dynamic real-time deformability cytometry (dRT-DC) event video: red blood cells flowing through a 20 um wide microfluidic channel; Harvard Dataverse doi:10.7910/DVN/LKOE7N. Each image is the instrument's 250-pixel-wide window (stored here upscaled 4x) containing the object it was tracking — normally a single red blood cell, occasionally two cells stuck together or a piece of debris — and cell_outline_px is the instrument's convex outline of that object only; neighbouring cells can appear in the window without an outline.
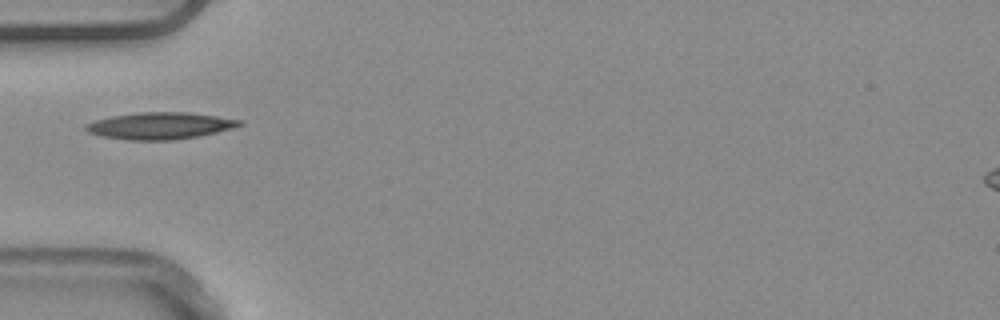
{"species": "common noctule bat (a hibernating species)", "species_latin": "Nyctalus noctula", "temperature_condition": "warm", "stored_images_in_passage": 36, "camera_frame_rate_fps": 3000, "um_per_image_px": 0.085, "animal": {"sex": "male", "body_mass_g": 20.4}, "frame": {"image": 1, "passage_image": 1, "time_ms": 0.0, "image_size_px": [1000, 320], "cell_outline_px": [[244, 124], [232, 128], [200, 136], [176, 140], [128, 140], [100, 136], [88, 132], [84, 128], [84, 124], [96, 120], [112, 116], [140, 112], [188, 112], [244, 120]], "centroid_in_image_um": [13.61, 10.69], "position_along_channel_um": 71.4, "area_um2": 24.16}}
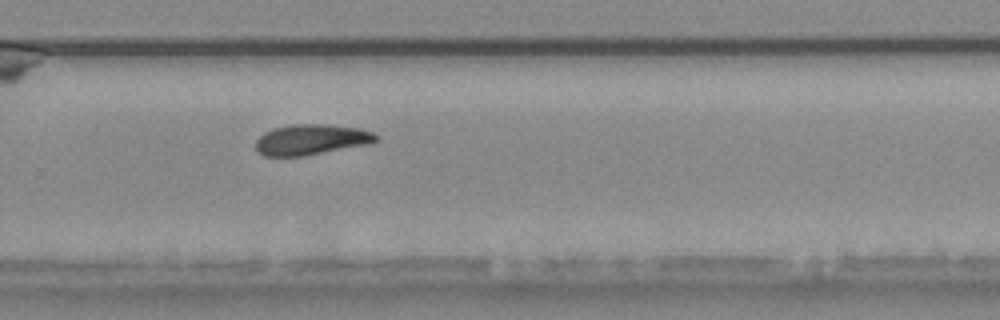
{"frame": {"image": 2, "passage_image": 19, "time_ms": 6.0, "image_size_px": [1000, 320], "cell_outline_px": [[376, 140], [368, 144], [304, 156], [264, 156], [256, 148], [256, 140], [264, 132], [272, 128], [292, 124], [324, 124], [360, 128], [372, 132], [376, 136]], "centroid_in_image_um": [26.42, 11.86], "position_along_channel_um": 303.4, "area_um2": 21.27}}
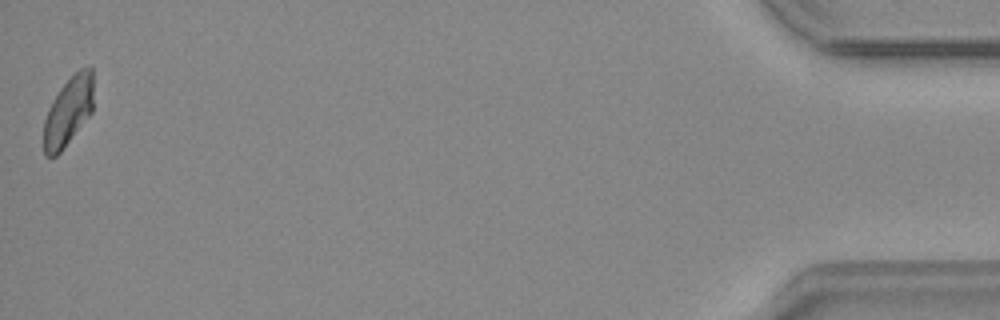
{"frame": {"image": 3, "passage_image": 36, "time_ms": 11.667, "image_size_px": [1000, 320], "cell_outline_px": [[92, 112], [60, 152], [56, 156], [44, 156], [44, 120], [48, 108], [52, 100], [60, 88], [80, 68], [88, 64], [92, 68]], "centroid_in_image_um": [5.79, 9.44], "position_along_channel_um": 429.4, "area_um2": 19.77}, "authors_computed_cell_mechanics": {"area_um2": 21.2126, "velocity_mm_per_s": 3.8591, "shape_relaxation_time_tau1_ms": 5.6543, "shape_relaxation_time_tau2_ms": null, "deformation_change_tau1": 0.1415, "deformation_change_tau2": null}}